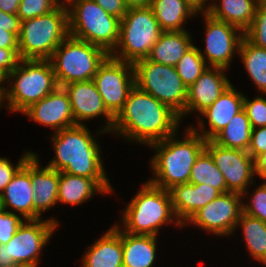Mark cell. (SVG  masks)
<instances>
[{
  "instance_id": "cell-34",
  "label": "cell",
  "mask_w": 266,
  "mask_h": 267,
  "mask_svg": "<svg viewBox=\"0 0 266 267\" xmlns=\"http://www.w3.org/2000/svg\"><path fill=\"white\" fill-rule=\"evenodd\" d=\"M244 36L258 47L266 49V0H260L251 26Z\"/></svg>"
},
{
  "instance_id": "cell-12",
  "label": "cell",
  "mask_w": 266,
  "mask_h": 267,
  "mask_svg": "<svg viewBox=\"0 0 266 267\" xmlns=\"http://www.w3.org/2000/svg\"><path fill=\"white\" fill-rule=\"evenodd\" d=\"M58 222L55 218L24 220L5 244L8 259L20 267H38L40 253L60 225Z\"/></svg>"
},
{
  "instance_id": "cell-26",
  "label": "cell",
  "mask_w": 266,
  "mask_h": 267,
  "mask_svg": "<svg viewBox=\"0 0 266 267\" xmlns=\"http://www.w3.org/2000/svg\"><path fill=\"white\" fill-rule=\"evenodd\" d=\"M156 237L122 230L123 267H152L156 259Z\"/></svg>"
},
{
  "instance_id": "cell-27",
  "label": "cell",
  "mask_w": 266,
  "mask_h": 267,
  "mask_svg": "<svg viewBox=\"0 0 266 267\" xmlns=\"http://www.w3.org/2000/svg\"><path fill=\"white\" fill-rule=\"evenodd\" d=\"M260 0H220L210 2L207 12L213 18L232 24L245 32L252 24ZM219 3V4H218Z\"/></svg>"
},
{
  "instance_id": "cell-2",
  "label": "cell",
  "mask_w": 266,
  "mask_h": 267,
  "mask_svg": "<svg viewBox=\"0 0 266 267\" xmlns=\"http://www.w3.org/2000/svg\"><path fill=\"white\" fill-rule=\"evenodd\" d=\"M184 131L183 140H178L174 134L149 145L156 151L150 162L155 176L148 180L154 186L169 190L188 183L192 166L205 150L206 140L191 127Z\"/></svg>"
},
{
  "instance_id": "cell-40",
  "label": "cell",
  "mask_w": 266,
  "mask_h": 267,
  "mask_svg": "<svg viewBox=\"0 0 266 267\" xmlns=\"http://www.w3.org/2000/svg\"><path fill=\"white\" fill-rule=\"evenodd\" d=\"M19 60L18 49L0 48V77L3 80L14 70Z\"/></svg>"
},
{
  "instance_id": "cell-41",
  "label": "cell",
  "mask_w": 266,
  "mask_h": 267,
  "mask_svg": "<svg viewBox=\"0 0 266 267\" xmlns=\"http://www.w3.org/2000/svg\"><path fill=\"white\" fill-rule=\"evenodd\" d=\"M266 151V126L252 129L251 141L247 150L248 154L255 160Z\"/></svg>"
},
{
  "instance_id": "cell-50",
  "label": "cell",
  "mask_w": 266,
  "mask_h": 267,
  "mask_svg": "<svg viewBox=\"0 0 266 267\" xmlns=\"http://www.w3.org/2000/svg\"><path fill=\"white\" fill-rule=\"evenodd\" d=\"M4 102V94H3V90H0V110H1V106H3Z\"/></svg>"
},
{
  "instance_id": "cell-31",
  "label": "cell",
  "mask_w": 266,
  "mask_h": 267,
  "mask_svg": "<svg viewBox=\"0 0 266 267\" xmlns=\"http://www.w3.org/2000/svg\"><path fill=\"white\" fill-rule=\"evenodd\" d=\"M239 225L242 229L247 251H249L251 257L266 265V222L242 212L236 228Z\"/></svg>"
},
{
  "instance_id": "cell-51",
  "label": "cell",
  "mask_w": 266,
  "mask_h": 267,
  "mask_svg": "<svg viewBox=\"0 0 266 267\" xmlns=\"http://www.w3.org/2000/svg\"><path fill=\"white\" fill-rule=\"evenodd\" d=\"M72 0H64V1H62V0H57V3L59 4V5H67L69 2H71Z\"/></svg>"
},
{
  "instance_id": "cell-36",
  "label": "cell",
  "mask_w": 266,
  "mask_h": 267,
  "mask_svg": "<svg viewBox=\"0 0 266 267\" xmlns=\"http://www.w3.org/2000/svg\"><path fill=\"white\" fill-rule=\"evenodd\" d=\"M250 195V202L244 203L243 212L266 222V183L262 182Z\"/></svg>"
},
{
  "instance_id": "cell-16",
  "label": "cell",
  "mask_w": 266,
  "mask_h": 267,
  "mask_svg": "<svg viewBox=\"0 0 266 267\" xmlns=\"http://www.w3.org/2000/svg\"><path fill=\"white\" fill-rule=\"evenodd\" d=\"M62 87L68 94L76 125H84L82 121H89L103 115L107 124L97 131L96 137L98 133H111L114 117L105 108L93 80L73 82Z\"/></svg>"
},
{
  "instance_id": "cell-9",
  "label": "cell",
  "mask_w": 266,
  "mask_h": 267,
  "mask_svg": "<svg viewBox=\"0 0 266 267\" xmlns=\"http://www.w3.org/2000/svg\"><path fill=\"white\" fill-rule=\"evenodd\" d=\"M162 32L163 30L149 6L128 8L120 21L116 50L109 55L134 64L149 55Z\"/></svg>"
},
{
  "instance_id": "cell-7",
  "label": "cell",
  "mask_w": 266,
  "mask_h": 267,
  "mask_svg": "<svg viewBox=\"0 0 266 267\" xmlns=\"http://www.w3.org/2000/svg\"><path fill=\"white\" fill-rule=\"evenodd\" d=\"M66 7L69 35L97 45L108 54L115 50L121 19L107 13L94 0H72Z\"/></svg>"
},
{
  "instance_id": "cell-22",
  "label": "cell",
  "mask_w": 266,
  "mask_h": 267,
  "mask_svg": "<svg viewBox=\"0 0 266 267\" xmlns=\"http://www.w3.org/2000/svg\"><path fill=\"white\" fill-rule=\"evenodd\" d=\"M3 208L13 209L23 220H34V191L31 181V157L17 171L1 193Z\"/></svg>"
},
{
  "instance_id": "cell-25",
  "label": "cell",
  "mask_w": 266,
  "mask_h": 267,
  "mask_svg": "<svg viewBox=\"0 0 266 267\" xmlns=\"http://www.w3.org/2000/svg\"><path fill=\"white\" fill-rule=\"evenodd\" d=\"M191 37L187 30L163 31L145 59L175 67L183 55L194 45Z\"/></svg>"
},
{
  "instance_id": "cell-37",
  "label": "cell",
  "mask_w": 266,
  "mask_h": 267,
  "mask_svg": "<svg viewBox=\"0 0 266 267\" xmlns=\"http://www.w3.org/2000/svg\"><path fill=\"white\" fill-rule=\"evenodd\" d=\"M243 109L251 123L252 129L266 126V98L257 96L250 101L244 96Z\"/></svg>"
},
{
  "instance_id": "cell-29",
  "label": "cell",
  "mask_w": 266,
  "mask_h": 267,
  "mask_svg": "<svg viewBox=\"0 0 266 267\" xmlns=\"http://www.w3.org/2000/svg\"><path fill=\"white\" fill-rule=\"evenodd\" d=\"M251 132V123L242 109L212 140L220 146L247 152L251 141Z\"/></svg>"
},
{
  "instance_id": "cell-8",
  "label": "cell",
  "mask_w": 266,
  "mask_h": 267,
  "mask_svg": "<svg viewBox=\"0 0 266 267\" xmlns=\"http://www.w3.org/2000/svg\"><path fill=\"white\" fill-rule=\"evenodd\" d=\"M109 54L101 47L68 35L49 61L59 87L92 80Z\"/></svg>"
},
{
  "instance_id": "cell-38",
  "label": "cell",
  "mask_w": 266,
  "mask_h": 267,
  "mask_svg": "<svg viewBox=\"0 0 266 267\" xmlns=\"http://www.w3.org/2000/svg\"><path fill=\"white\" fill-rule=\"evenodd\" d=\"M18 214L12 210L0 212V244L5 245L16 233L18 227L23 223Z\"/></svg>"
},
{
  "instance_id": "cell-1",
  "label": "cell",
  "mask_w": 266,
  "mask_h": 267,
  "mask_svg": "<svg viewBox=\"0 0 266 267\" xmlns=\"http://www.w3.org/2000/svg\"><path fill=\"white\" fill-rule=\"evenodd\" d=\"M180 121L179 115L168 105L134 85L123 109L114 118L111 132L149 146L178 135Z\"/></svg>"
},
{
  "instance_id": "cell-13",
  "label": "cell",
  "mask_w": 266,
  "mask_h": 267,
  "mask_svg": "<svg viewBox=\"0 0 266 267\" xmlns=\"http://www.w3.org/2000/svg\"><path fill=\"white\" fill-rule=\"evenodd\" d=\"M243 196L237 192L220 194L193 214L184 224H194L197 228L216 236L232 235L243 212Z\"/></svg>"
},
{
  "instance_id": "cell-47",
  "label": "cell",
  "mask_w": 266,
  "mask_h": 267,
  "mask_svg": "<svg viewBox=\"0 0 266 267\" xmlns=\"http://www.w3.org/2000/svg\"><path fill=\"white\" fill-rule=\"evenodd\" d=\"M185 1L194 9V11L197 14L198 13L200 14V11L202 12V14L207 13L211 7L210 3L206 4V2H208V0H185ZM212 1H214V0H212Z\"/></svg>"
},
{
  "instance_id": "cell-42",
  "label": "cell",
  "mask_w": 266,
  "mask_h": 267,
  "mask_svg": "<svg viewBox=\"0 0 266 267\" xmlns=\"http://www.w3.org/2000/svg\"><path fill=\"white\" fill-rule=\"evenodd\" d=\"M101 6L107 13L122 19L126 14L127 7L123 0H94Z\"/></svg>"
},
{
  "instance_id": "cell-5",
  "label": "cell",
  "mask_w": 266,
  "mask_h": 267,
  "mask_svg": "<svg viewBox=\"0 0 266 267\" xmlns=\"http://www.w3.org/2000/svg\"><path fill=\"white\" fill-rule=\"evenodd\" d=\"M5 81L7 85L11 81L10 87H3L4 101L11 112L23 113L58 87L49 60L20 59Z\"/></svg>"
},
{
  "instance_id": "cell-30",
  "label": "cell",
  "mask_w": 266,
  "mask_h": 267,
  "mask_svg": "<svg viewBox=\"0 0 266 267\" xmlns=\"http://www.w3.org/2000/svg\"><path fill=\"white\" fill-rule=\"evenodd\" d=\"M238 55L255 87L266 95V49L256 46L244 36Z\"/></svg>"
},
{
  "instance_id": "cell-20",
  "label": "cell",
  "mask_w": 266,
  "mask_h": 267,
  "mask_svg": "<svg viewBox=\"0 0 266 267\" xmlns=\"http://www.w3.org/2000/svg\"><path fill=\"white\" fill-rule=\"evenodd\" d=\"M169 193L174 213L183 226L195 212L221 194L208 184L191 183L175 185Z\"/></svg>"
},
{
  "instance_id": "cell-6",
  "label": "cell",
  "mask_w": 266,
  "mask_h": 267,
  "mask_svg": "<svg viewBox=\"0 0 266 267\" xmlns=\"http://www.w3.org/2000/svg\"><path fill=\"white\" fill-rule=\"evenodd\" d=\"M68 35V11L63 4L47 14L21 21L18 36L19 58L49 60Z\"/></svg>"
},
{
  "instance_id": "cell-52",
  "label": "cell",
  "mask_w": 266,
  "mask_h": 267,
  "mask_svg": "<svg viewBox=\"0 0 266 267\" xmlns=\"http://www.w3.org/2000/svg\"><path fill=\"white\" fill-rule=\"evenodd\" d=\"M4 80L0 77V90H3L4 88Z\"/></svg>"
},
{
  "instance_id": "cell-39",
  "label": "cell",
  "mask_w": 266,
  "mask_h": 267,
  "mask_svg": "<svg viewBox=\"0 0 266 267\" xmlns=\"http://www.w3.org/2000/svg\"><path fill=\"white\" fill-rule=\"evenodd\" d=\"M34 154V152L28 151L21 156L17 161V165L13 166V163L8 158L0 157V194L4 191L7 184L11 181L17 171L26 163V161Z\"/></svg>"
},
{
  "instance_id": "cell-15",
  "label": "cell",
  "mask_w": 266,
  "mask_h": 267,
  "mask_svg": "<svg viewBox=\"0 0 266 267\" xmlns=\"http://www.w3.org/2000/svg\"><path fill=\"white\" fill-rule=\"evenodd\" d=\"M205 22V49H199L208 66L229 69L234 53L239 51L244 32L238 27L203 13ZM237 51V52H236Z\"/></svg>"
},
{
  "instance_id": "cell-10",
  "label": "cell",
  "mask_w": 266,
  "mask_h": 267,
  "mask_svg": "<svg viewBox=\"0 0 266 267\" xmlns=\"http://www.w3.org/2000/svg\"><path fill=\"white\" fill-rule=\"evenodd\" d=\"M133 68L135 85L139 89L168 105L179 115L180 120L185 118L188 88L174 66L140 59L133 64Z\"/></svg>"
},
{
  "instance_id": "cell-54",
  "label": "cell",
  "mask_w": 266,
  "mask_h": 267,
  "mask_svg": "<svg viewBox=\"0 0 266 267\" xmlns=\"http://www.w3.org/2000/svg\"><path fill=\"white\" fill-rule=\"evenodd\" d=\"M0 267H20L18 265H0Z\"/></svg>"
},
{
  "instance_id": "cell-35",
  "label": "cell",
  "mask_w": 266,
  "mask_h": 267,
  "mask_svg": "<svg viewBox=\"0 0 266 267\" xmlns=\"http://www.w3.org/2000/svg\"><path fill=\"white\" fill-rule=\"evenodd\" d=\"M58 5L55 0H21L16 15L24 21L47 14Z\"/></svg>"
},
{
  "instance_id": "cell-24",
  "label": "cell",
  "mask_w": 266,
  "mask_h": 267,
  "mask_svg": "<svg viewBox=\"0 0 266 267\" xmlns=\"http://www.w3.org/2000/svg\"><path fill=\"white\" fill-rule=\"evenodd\" d=\"M82 267H123L122 229L113 225L84 253Z\"/></svg>"
},
{
  "instance_id": "cell-14",
  "label": "cell",
  "mask_w": 266,
  "mask_h": 267,
  "mask_svg": "<svg viewBox=\"0 0 266 267\" xmlns=\"http://www.w3.org/2000/svg\"><path fill=\"white\" fill-rule=\"evenodd\" d=\"M205 150L222 172L227 189L240 193L243 197L248 195V186L254 184L255 175L254 159L248 152L220 146L213 140H206Z\"/></svg>"
},
{
  "instance_id": "cell-45",
  "label": "cell",
  "mask_w": 266,
  "mask_h": 267,
  "mask_svg": "<svg viewBox=\"0 0 266 267\" xmlns=\"http://www.w3.org/2000/svg\"><path fill=\"white\" fill-rule=\"evenodd\" d=\"M255 175L261 177L262 179L266 178V151L260 154L255 160Z\"/></svg>"
},
{
  "instance_id": "cell-28",
  "label": "cell",
  "mask_w": 266,
  "mask_h": 267,
  "mask_svg": "<svg viewBox=\"0 0 266 267\" xmlns=\"http://www.w3.org/2000/svg\"><path fill=\"white\" fill-rule=\"evenodd\" d=\"M149 7L163 31H183L185 21L197 14L185 0H151Z\"/></svg>"
},
{
  "instance_id": "cell-3",
  "label": "cell",
  "mask_w": 266,
  "mask_h": 267,
  "mask_svg": "<svg viewBox=\"0 0 266 267\" xmlns=\"http://www.w3.org/2000/svg\"><path fill=\"white\" fill-rule=\"evenodd\" d=\"M95 140L86 125H75L54 133L55 156L46 166L77 176L108 178Z\"/></svg>"
},
{
  "instance_id": "cell-44",
  "label": "cell",
  "mask_w": 266,
  "mask_h": 267,
  "mask_svg": "<svg viewBox=\"0 0 266 267\" xmlns=\"http://www.w3.org/2000/svg\"><path fill=\"white\" fill-rule=\"evenodd\" d=\"M0 48L18 49V37L14 33L0 28Z\"/></svg>"
},
{
  "instance_id": "cell-43",
  "label": "cell",
  "mask_w": 266,
  "mask_h": 267,
  "mask_svg": "<svg viewBox=\"0 0 266 267\" xmlns=\"http://www.w3.org/2000/svg\"><path fill=\"white\" fill-rule=\"evenodd\" d=\"M20 26L21 20L16 14H9L0 10V28L12 32L18 37Z\"/></svg>"
},
{
  "instance_id": "cell-4",
  "label": "cell",
  "mask_w": 266,
  "mask_h": 267,
  "mask_svg": "<svg viewBox=\"0 0 266 267\" xmlns=\"http://www.w3.org/2000/svg\"><path fill=\"white\" fill-rule=\"evenodd\" d=\"M123 211L124 227H121L126 233L158 236L163 225L173 222L175 226L183 227L174 213L169 190L156 187L148 181Z\"/></svg>"
},
{
  "instance_id": "cell-18",
  "label": "cell",
  "mask_w": 266,
  "mask_h": 267,
  "mask_svg": "<svg viewBox=\"0 0 266 267\" xmlns=\"http://www.w3.org/2000/svg\"><path fill=\"white\" fill-rule=\"evenodd\" d=\"M243 102L244 95L238 90L236 91L231 84L211 106L200 113V116L208 119V130H206L203 120H200V116L198 117L199 129L190 127L205 140H212L243 109Z\"/></svg>"
},
{
  "instance_id": "cell-49",
  "label": "cell",
  "mask_w": 266,
  "mask_h": 267,
  "mask_svg": "<svg viewBox=\"0 0 266 267\" xmlns=\"http://www.w3.org/2000/svg\"><path fill=\"white\" fill-rule=\"evenodd\" d=\"M0 265H16L13 259H8L6 246L0 244Z\"/></svg>"
},
{
  "instance_id": "cell-11",
  "label": "cell",
  "mask_w": 266,
  "mask_h": 267,
  "mask_svg": "<svg viewBox=\"0 0 266 267\" xmlns=\"http://www.w3.org/2000/svg\"><path fill=\"white\" fill-rule=\"evenodd\" d=\"M93 82L107 111L115 118L135 85L133 63L110 55L99 65Z\"/></svg>"
},
{
  "instance_id": "cell-48",
  "label": "cell",
  "mask_w": 266,
  "mask_h": 267,
  "mask_svg": "<svg viewBox=\"0 0 266 267\" xmlns=\"http://www.w3.org/2000/svg\"><path fill=\"white\" fill-rule=\"evenodd\" d=\"M127 8L148 7L151 0H123Z\"/></svg>"
},
{
  "instance_id": "cell-17",
  "label": "cell",
  "mask_w": 266,
  "mask_h": 267,
  "mask_svg": "<svg viewBox=\"0 0 266 267\" xmlns=\"http://www.w3.org/2000/svg\"><path fill=\"white\" fill-rule=\"evenodd\" d=\"M24 114L34 122L54 129V133L76 125L68 94L63 87L59 86L38 102L33 103L23 112Z\"/></svg>"
},
{
  "instance_id": "cell-21",
  "label": "cell",
  "mask_w": 266,
  "mask_h": 267,
  "mask_svg": "<svg viewBox=\"0 0 266 267\" xmlns=\"http://www.w3.org/2000/svg\"><path fill=\"white\" fill-rule=\"evenodd\" d=\"M112 188L109 178H88L61 171L57 202L77 206L89 201L95 193H112Z\"/></svg>"
},
{
  "instance_id": "cell-46",
  "label": "cell",
  "mask_w": 266,
  "mask_h": 267,
  "mask_svg": "<svg viewBox=\"0 0 266 267\" xmlns=\"http://www.w3.org/2000/svg\"><path fill=\"white\" fill-rule=\"evenodd\" d=\"M21 0H0V10L9 14H17Z\"/></svg>"
},
{
  "instance_id": "cell-53",
  "label": "cell",
  "mask_w": 266,
  "mask_h": 267,
  "mask_svg": "<svg viewBox=\"0 0 266 267\" xmlns=\"http://www.w3.org/2000/svg\"><path fill=\"white\" fill-rule=\"evenodd\" d=\"M4 208H3V202H2V197H1V194H0V212L3 211Z\"/></svg>"
},
{
  "instance_id": "cell-32",
  "label": "cell",
  "mask_w": 266,
  "mask_h": 267,
  "mask_svg": "<svg viewBox=\"0 0 266 267\" xmlns=\"http://www.w3.org/2000/svg\"><path fill=\"white\" fill-rule=\"evenodd\" d=\"M188 183L208 184L221 194L230 192L222 172L215 165L211 155L204 150L196 159L190 171Z\"/></svg>"
},
{
  "instance_id": "cell-19",
  "label": "cell",
  "mask_w": 266,
  "mask_h": 267,
  "mask_svg": "<svg viewBox=\"0 0 266 267\" xmlns=\"http://www.w3.org/2000/svg\"><path fill=\"white\" fill-rule=\"evenodd\" d=\"M225 68L209 66L188 88L185 116L195 111L200 114L211 106L231 85Z\"/></svg>"
},
{
  "instance_id": "cell-33",
  "label": "cell",
  "mask_w": 266,
  "mask_h": 267,
  "mask_svg": "<svg viewBox=\"0 0 266 267\" xmlns=\"http://www.w3.org/2000/svg\"><path fill=\"white\" fill-rule=\"evenodd\" d=\"M209 66L193 45L178 61L175 68L184 85L189 88Z\"/></svg>"
},
{
  "instance_id": "cell-23",
  "label": "cell",
  "mask_w": 266,
  "mask_h": 267,
  "mask_svg": "<svg viewBox=\"0 0 266 267\" xmlns=\"http://www.w3.org/2000/svg\"><path fill=\"white\" fill-rule=\"evenodd\" d=\"M36 153L31 156V181L34 191V220L41 219V214L58 204L59 171L47 166L41 167Z\"/></svg>"
}]
</instances>
